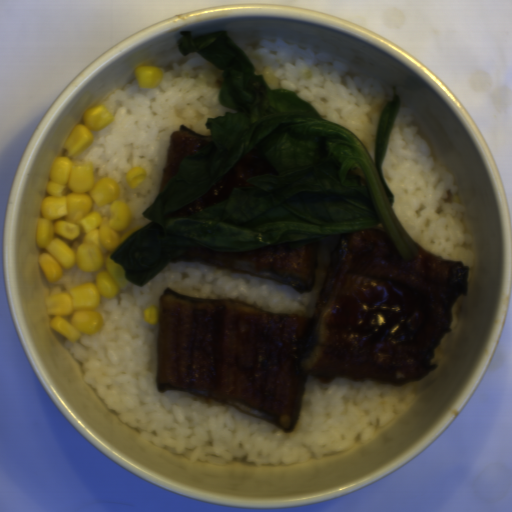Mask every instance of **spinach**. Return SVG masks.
<instances>
[{"label":"spinach","instance_id":"1","mask_svg":"<svg viewBox=\"0 0 512 512\" xmlns=\"http://www.w3.org/2000/svg\"><path fill=\"white\" fill-rule=\"evenodd\" d=\"M179 33L182 56L198 53L223 72L218 99L236 112L205 121L212 143L181 161L143 212L150 222L110 254L127 281L143 288L191 248L232 254L288 249L367 228L385 230L406 258L417 256L421 247L399 222L382 175L400 107L396 85L381 111L373 160L353 132L323 118L295 92L271 89L226 31ZM258 143L276 171L236 187L210 208L164 220L215 185Z\"/></svg>","mask_w":512,"mask_h":512}]
</instances>
